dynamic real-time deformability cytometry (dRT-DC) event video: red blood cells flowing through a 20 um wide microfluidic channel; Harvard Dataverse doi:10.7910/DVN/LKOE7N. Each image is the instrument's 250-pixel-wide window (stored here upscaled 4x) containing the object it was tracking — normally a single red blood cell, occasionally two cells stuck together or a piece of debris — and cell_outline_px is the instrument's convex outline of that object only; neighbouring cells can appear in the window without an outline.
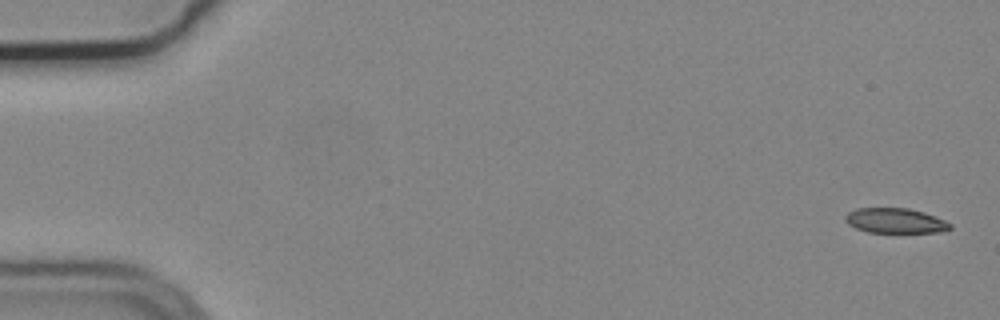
{"species": "common noctule bat (a hibernating species)", "species_latin": "Nyctalus noctula", "temperature_condition": "cold", "stored_images_in_passage": 6, "camera_frame_rate_fps": 3000, "um_per_image_px": 0.085, "animal": {"sex": "male", "body_mass_g": 19.2, "forearm_length_mm": 51.8}, "frame": {"image": 1, "passage_image": 1, "time_ms": 0.0, "image_size_px": [1000, 320], "cell_outline_px": [[952, 228], [940, 232], [868, 232], [856, 228], [848, 224], [844, 220], [844, 216], [848, 212], [856, 208], [908, 208], [924, 212], [936, 216], [952, 224]], "centroid_in_image_um": [76.09, 18.75], "position_along_channel_um": 8.9, "area_um2": 15.32}}
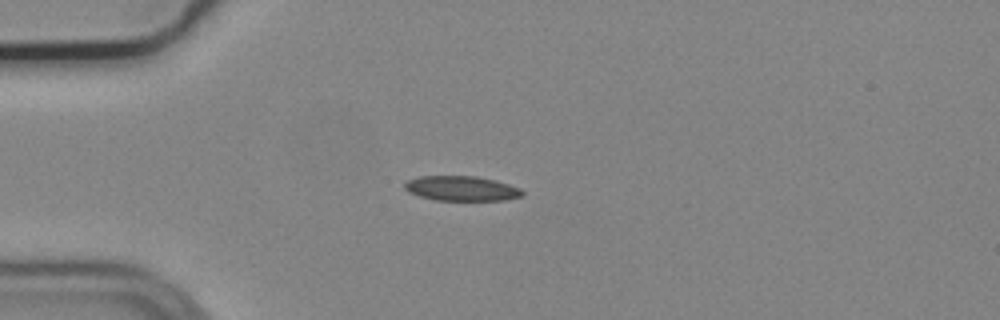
{"frame": {"image": 2, "passage_image": 4, "time_ms": 1.0, "image_size_px": [1000, 320], "cell_outline_px": [[524, 196], [504, 200], [436, 200], [420, 196], [408, 192], [404, 188], [404, 184], [408, 180], [420, 176], [476, 176], [496, 180], [520, 188], [524, 192]], "centroid_in_image_um": [39.25, 16.01], "position_along_channel_um": 45.8, "area_um2": 17.05}}
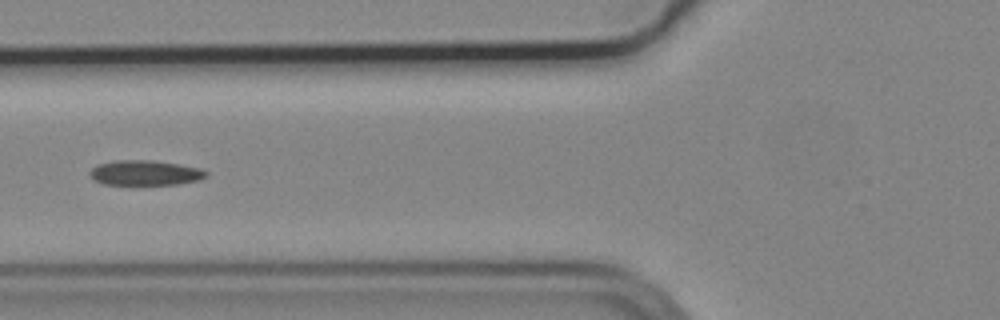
{"frame": {"image": 3, "passage_image": 6, "time_ms": 1.667, "image_size_px": [1000, 320], "cell_outline_px": [[208, 176], [200, 180], [176, 184], [104, 184], [92, 180], [88, 176], [88, 172], [96, 164], [116, 160], [152, 160], [200, 168], [208, 172]], "centroid_in_image_um": [12.29, 14.69], "position_along_channel_um": 113.5, "area_um2": 17.05}}